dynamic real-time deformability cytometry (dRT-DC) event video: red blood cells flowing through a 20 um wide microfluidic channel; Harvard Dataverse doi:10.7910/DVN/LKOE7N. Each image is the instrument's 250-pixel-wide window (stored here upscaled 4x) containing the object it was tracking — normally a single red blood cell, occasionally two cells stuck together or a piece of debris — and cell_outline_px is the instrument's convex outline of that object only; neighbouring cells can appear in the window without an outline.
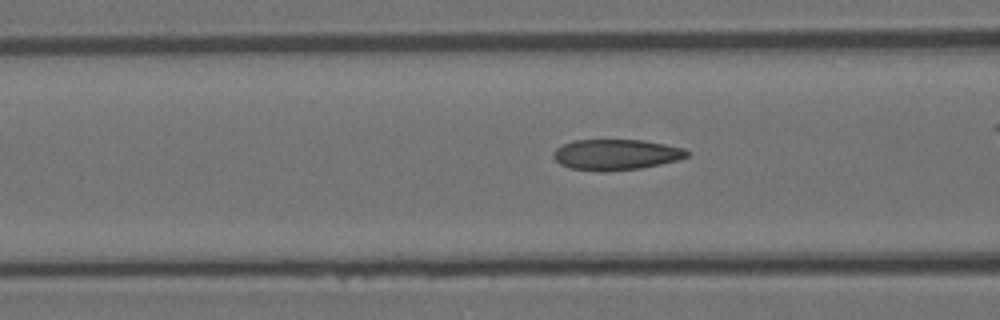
{"species": "Egyptian fruit bat (a non-hibernating species)", "species_latin": "Rousettus aegyptiacus", "temperature_condition": "room temperature", "stored_images_in_passage": 42, "camera_frame_rate_fps": 3000, "um_per_image_px": 0.085, "animal": {"sex": "female"}, "frame": {"image": 1, "passage_image": 20, "time_ms": 6.333, "image_size_px": [1000, 320], "cell_outline_px": [[688, 156], [676, 160], [660, 164], [640, 168], [604, 172], [572, 168], [560, 164], [552, 156], [552, 152], [556, 148], [572, 140], [644, 140], [684, 148], [688, 152]], "centroid_in_image_um": [52.33, 13.14], "position_along_channel_um": 114.3, "area_um2": 23.81}}
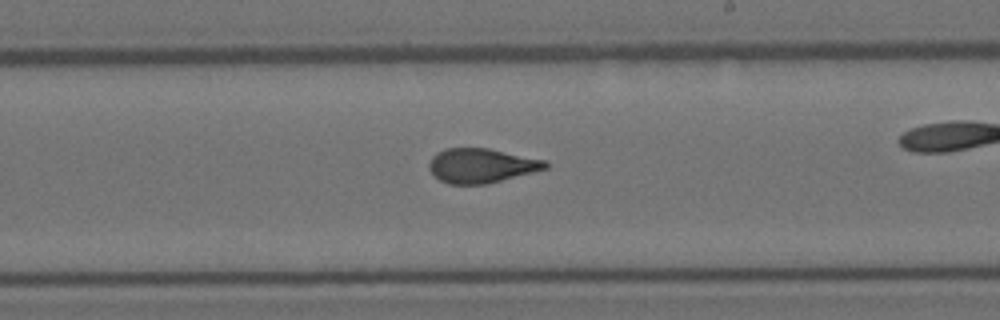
{"frame": {"image": 2, "passage_image": 30, "time_ms": 9.667, "image_size_px": [1000, 320], "cell_outline_px": [[548, 168], [484, 184], [448, 184], [440, 180], [428, 168], [428, 164], [432, 156], [436, 152], [444, 148], [488, 148], [548, 160]], "centroid_in_image_um": [40.9, 14.06], "position_along_channel_um": 248.1, "area_um2": 23.29}}
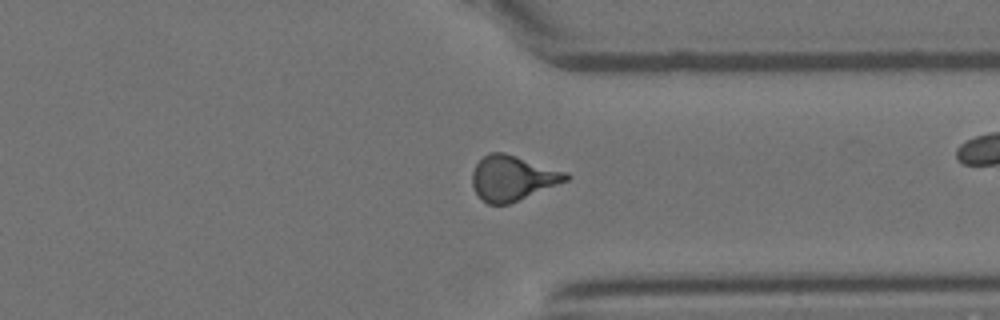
{"frame": {"image": 3, "passage_image": 39, "time_ms": 12.667, "image_size_px": [1000, 320], "cell_outline_px": [[572, 176], [568, 180], [508, 204], [488, 204], [476, 192], [472, 184], [472, 172], [476, 164], [488, 152], [504, 152], [568, 172]], "centroid_in_image_um": [43.58, 15.11], "position_along_channel_um": 367.8, "area_um2": 24.39}, "authors_computed_cell_mechanics": {"area_um2": 23.8425, "velocity_mm_per_s": 4.0227, "shape_relaxation_time_tau1_ms": 5.6116, "shape_relaxation_time_tau2_ms": 1.175, "deformation_change_tau1": 0.1965, "deformation_change_tau2": 0.095}}